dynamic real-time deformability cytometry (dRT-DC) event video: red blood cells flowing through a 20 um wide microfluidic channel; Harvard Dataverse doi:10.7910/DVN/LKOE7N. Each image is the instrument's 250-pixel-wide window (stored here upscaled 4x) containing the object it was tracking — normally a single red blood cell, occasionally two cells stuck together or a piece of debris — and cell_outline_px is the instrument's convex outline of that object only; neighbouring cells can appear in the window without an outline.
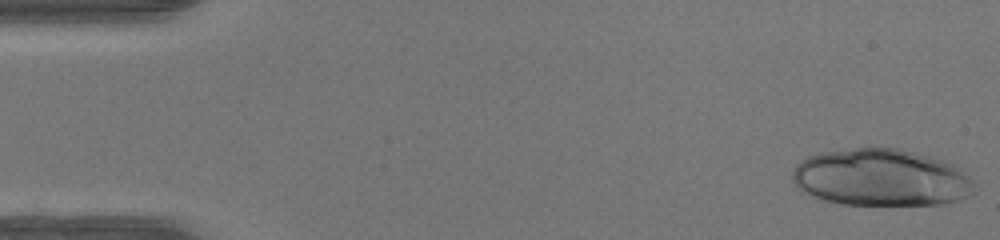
{"species": "human", "species_latin": "Homo sapiens", "temperature_condition": "warm", "stored_images_in_passage": 46, "camera_frame_rate_fps": 3000, "um_per_image_px": 0.085, "donor": {"sex": "female"}, "frame": {"image": 1, "passage_image": 1, "time_ms": 0.0, "image_size_px": [1000, 240], "cell_outline_px": [[980, 188], [976, 192], [960, 200], [944, 204], [844, 204], [824, 200], [804, 192], [792, 180], [792, 172], [796, 164], [800, 160], [808, 156], [820, 152], [856, 148], [900, 148], [944, 160], [960, 168]], "centroid_in_image_um": [74.94, 15.09], "position_along_channel_um": 10.1, "area_um2": 60.81}}